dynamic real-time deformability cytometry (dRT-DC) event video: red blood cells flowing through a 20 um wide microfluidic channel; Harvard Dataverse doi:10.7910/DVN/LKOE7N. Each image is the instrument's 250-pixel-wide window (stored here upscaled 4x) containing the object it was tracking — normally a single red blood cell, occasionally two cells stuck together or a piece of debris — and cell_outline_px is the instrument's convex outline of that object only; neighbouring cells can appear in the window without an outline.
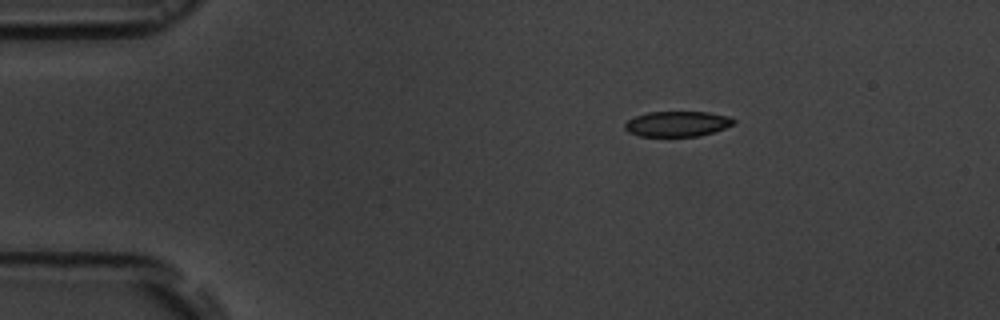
{"species": "common noctule bat (a hibernating species)", "species_latin": "Nyctalus noctula", "temperature_condition": "room temperature", "stored_images_in_passage": 3, "camera_frame_rate_fps": 3000, "um_per_image_px": 0.085, "animal": {"sex": "male", "body_mass_g": 19.5, "forearm_length_mm": 54.6}, "frame": {"image": 1, "passage_image": 1, "time_ms": 0.0, "image_size_px": [1000, 320], "cell_outline_px": [[736, 120], [732, 124], [724, 128], [712, 132], [696, 136], [640, 136], [628, 132], [624, 128], [624, 124], [628, 120], [636, 116], [648, 112], [708, 112], [728, 116]], "centroid_in_image_um": [57.54, 10.52], "position_along_channel_um": 27.5, "area_um2": 15.9}}
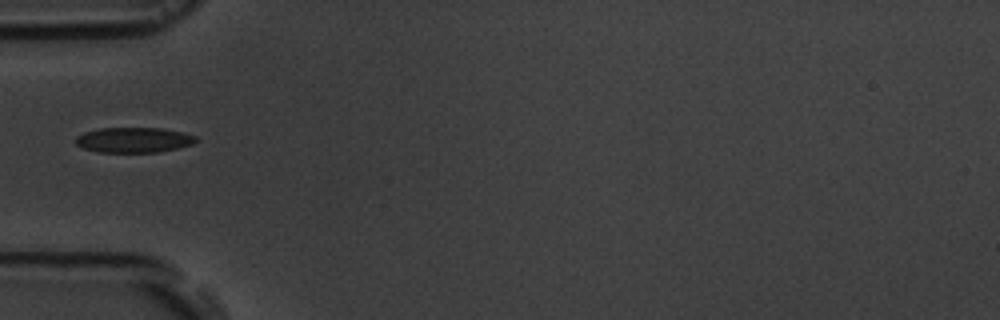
{"frame": {"image": 2, "passage_image": 3, "time_ms": 3.0, "image_size_px": [1000, 320], "cell_outline_px": [[196, 140], [192, 144], [160, 152], [100, 152], [84, 148], [76, 144], [76, 136], [84, 132], [100, 128], [164, 128], [196, 136]], "centroid_in_image_um": [11.35, 11.89], "position_along_channel_um": 73.7, "area_um2": 17.51}}